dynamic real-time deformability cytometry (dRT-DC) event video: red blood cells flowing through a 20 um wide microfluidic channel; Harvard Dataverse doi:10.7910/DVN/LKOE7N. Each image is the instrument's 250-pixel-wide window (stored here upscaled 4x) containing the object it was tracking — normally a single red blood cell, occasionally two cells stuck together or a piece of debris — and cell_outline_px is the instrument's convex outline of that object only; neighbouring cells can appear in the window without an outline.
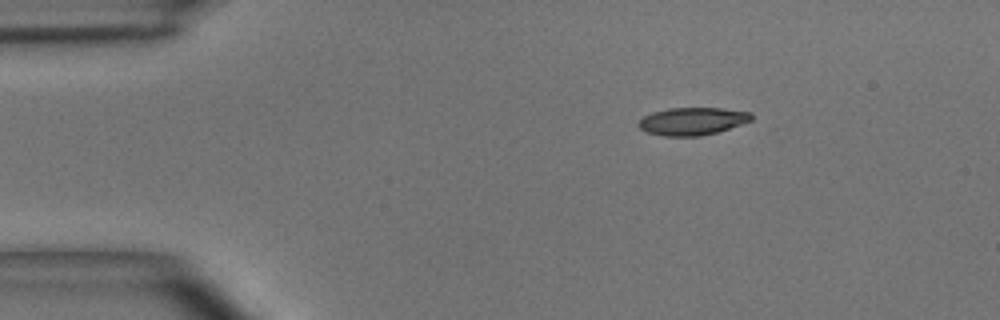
{"species": "common noctule bat (a hibernating species)", "species_latin": "Nyctalus noctula", "temperature_condition": "room temperature", "stored_images_in_passage": 6, "camera_frame_rate_fps": 3000, "um_per_image_px": 0.085, "animal": {"sex": "male", "body_mass_g": 15.6}, "frame": {"image": 1, "passage_image": 1, "time_ms": 0.0, "image_size_px": [1000, 320], "cell_outline_px": [[752, 120], [716, 132], [700, 136], [664, 136], [644, 132], [636, 124], [644, 116], [652, 112], [668, 108], [724, 108], [752, 112]], "centroid_in_image_um": [58.82, 10.3], "position_along_channel_um": 26.2, "area_um2": 18.21}}
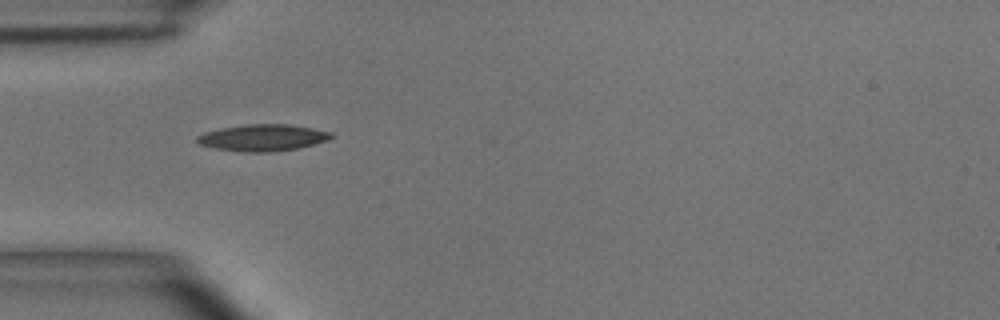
{"frame": {"image": 2, "passage_image": 3, "time_ms": 0.667, "image_size_px": [1000, 320], "cell_outline_px": [[332, 136], [328, 140], [296, 148], [268, 152], [248, 152], [216, 148], [200, 144], [196, 140], [196, 136], [204, 132], [220, 128], [244, 124], [288, 124], [312, 128], [332, 132]], "centroid_in_image_um": [22.31, 11.69], "position_along_channel_um": 62.7, "area_um2": 20.58}}
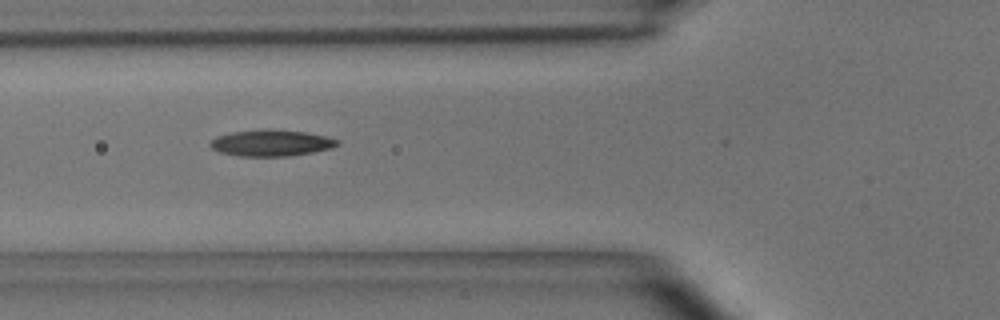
{"frame": {"image": 3, "passage_image": 4, "time_ms": 1.0, "image_size_px": [1000, 320], "cell_outline_px": [[340, 144], [332, 148], [312, 152], [288, 156], [240, 156], [220, 152], [212, 148], [208, 144], [216, 136], [232, 132], [308, 132], [340, 140]], "centroid_in_image_um": [23.08, 12.2], "position_along_channel_um": 102.7, "area_um2": 18.55}}